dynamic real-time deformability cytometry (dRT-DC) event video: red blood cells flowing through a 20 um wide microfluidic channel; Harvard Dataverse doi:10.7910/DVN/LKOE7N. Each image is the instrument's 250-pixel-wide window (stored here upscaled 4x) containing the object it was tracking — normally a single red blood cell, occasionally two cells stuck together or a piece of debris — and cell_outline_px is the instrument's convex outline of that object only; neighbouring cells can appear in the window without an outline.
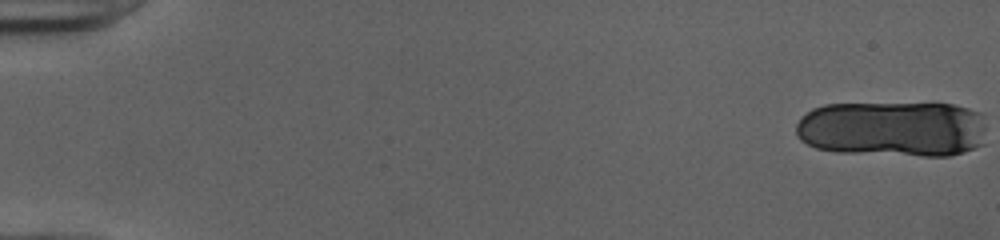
{"species": "human", "species_latin": "Homo sapiens", "temperature_condition": "cold", "stored_images_in_passage": 19, "camera_frame_rate_fps": 3000, "um_per_image_px": 0.085, "donor": {"sex": "female"}, "frame": {"image": 1, "passage_image": 1, "time_ms": 0.0, "image_size_px": [1000, 240], "cell_outline_px": [[984, 144], [964, 152], [948, 156], [920, 156], [836, 152], [816, 148], [800, 140], [796, 136], [796, 124], [812, 108], [824, 104], [952, 104], [968, 108], [980, 112], [984, 116]], "centroid_in_image_um": [75.9, 10.97], "position_along_channel_um": 9.1, "area_um2": 62.66}}